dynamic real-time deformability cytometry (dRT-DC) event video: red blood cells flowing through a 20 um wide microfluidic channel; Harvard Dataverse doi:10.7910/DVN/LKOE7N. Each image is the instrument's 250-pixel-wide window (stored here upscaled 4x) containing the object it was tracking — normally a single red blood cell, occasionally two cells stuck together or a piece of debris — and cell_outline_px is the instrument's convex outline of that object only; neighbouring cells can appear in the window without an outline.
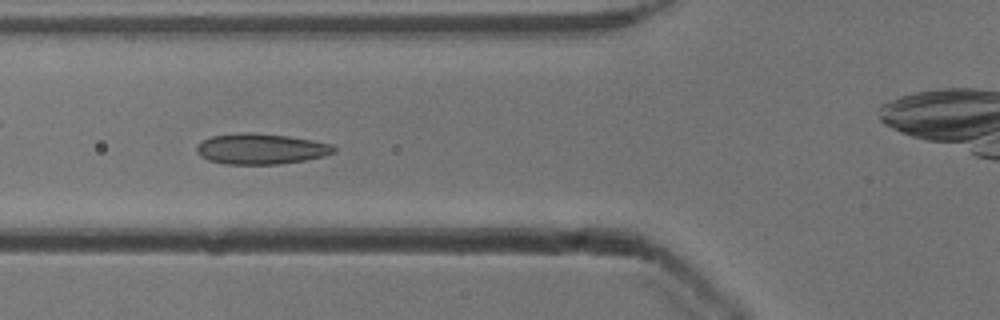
{"species": "common noctule bat (a hibernating species)", "species_latin": "Nyctalus noctula", "temperature_condition": "cold", "stored_images_in_passage": 9, "camera_frame_rate_fps": 3000, "um_per_image_px": 0.085, "animal": {"sex": "male", "body_mass_g": 13.3}, "frame": {"image": 1, "passage_image": 4, "time_ms": 1.0, "image_size_px": [1000, 320], "cell_outline_px": [[336, 152], [324, 156], [304, 160], [276, 164], [224, 164], [208, 160], [200, 156], [196, 152], [196, 144], [212, 136], [240, 132], [248, 132], [288, 136], [312, 140], [332, 144], [336, 148]], "centroid_in_image_um": [22.16, 12.65], "position_along_channel_um": 103.6, "area_um2": 24.57}}
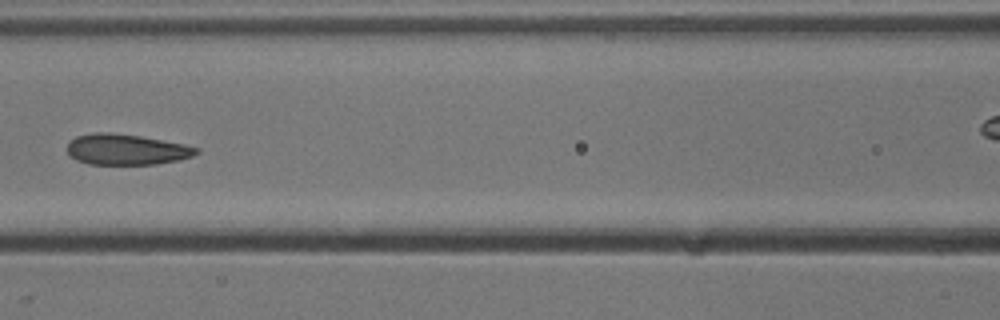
{"frame": {"image": 2, "passage_image": 5, "time_ms": 1.333, "image_size_px": [1000, 320], "cell_outline_px": [[200, 152], [192, 156], [180, 160], [156, 164], [88, 164], [76, 160], [68, 152], [68, 144], [76, 136], [92, 132], [112, 132], [140, 136], [184, 144], [200, 148]], "centroid_in_image_um": [10.76, 12.7], "position_along_channel_um": 155.8, "area_um2": 23.18}}